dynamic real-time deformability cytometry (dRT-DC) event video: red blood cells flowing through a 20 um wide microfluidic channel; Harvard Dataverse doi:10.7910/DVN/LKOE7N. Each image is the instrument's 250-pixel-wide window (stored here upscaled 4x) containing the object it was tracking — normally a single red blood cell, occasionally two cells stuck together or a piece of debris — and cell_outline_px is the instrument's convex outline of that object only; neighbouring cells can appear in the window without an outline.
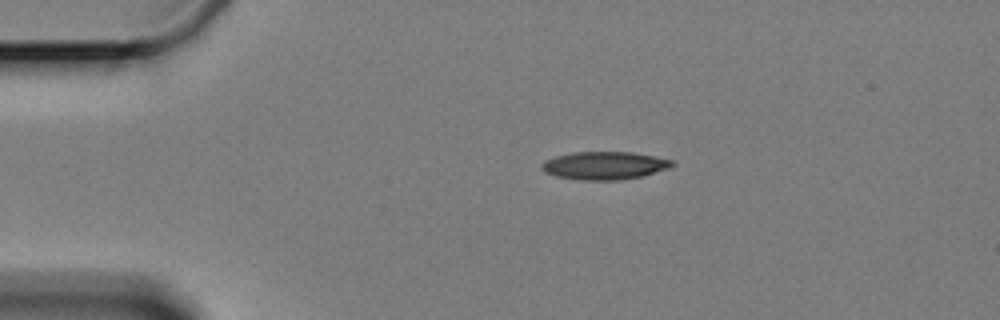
{"species": "Egyptian fruit bat (a non-hibernating species)", "species_latin": "Rousettus aegyptiacus", "temperature_condition": "cold", "stored_images_in_passage": 8, "camera_frame_rate_fps": 3000, "um_per_image_px": 0.085, "animal": {"sex": "female"}, "frame": {"image": 1, "passage_image": 1, "time_ms": 0.0, "image_size_px": [1000, 320], "cell_outline_px": [[676, 164], [672, 168], [640, 176], [620, 180], [580, 180], [556, 176], [544, 172], [540, 168], [540, 164], [544, 160], [556, 156], [572, 152], [632, 152], [672, 160]], "centroid_in_image_um": [51.36, 14.07], "position_along_channel_um": 33.6, "area_um2": 21.33}}
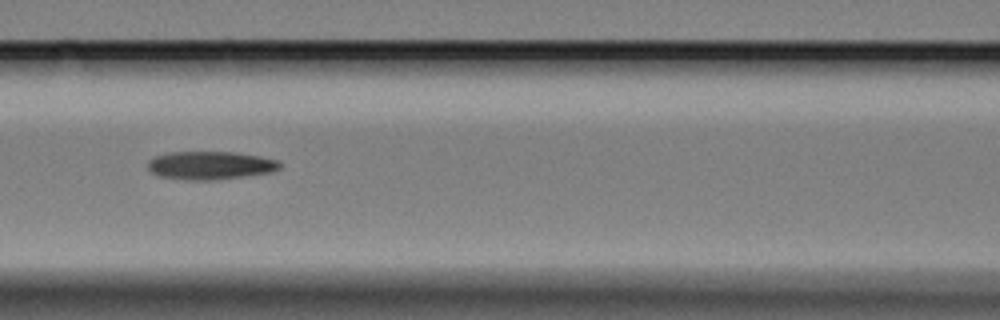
{"frame": {"image": 2, "passage_image": 5, "time_ms": 4.667, "image_size_px": [1000, 320], "cell_outline_px": [[280, 168], [272, 172], [216, 180], [188, 180], [160, 176], [152, 172], [148, 168], [148, 160], [156, 156], [168, 152], [236, 152], [260, 156], [280, 160]], "centroid_in_image_um": [17.9, 14.05], "position_along_channel_um": 148.7, "area_um2": 21.73}}
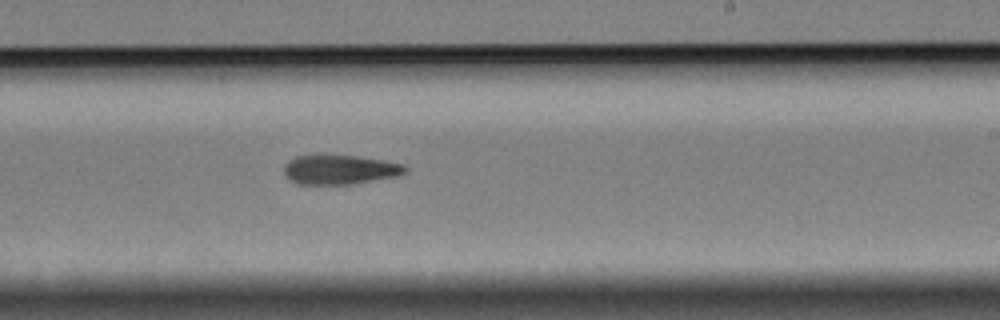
{"frame": {"image": 3, "passage_image": 8, "time_ms": 8.0, "image_size_px": [1000, 320], "cell_outline_px": [[408, 172], [400, 176], [348, 184], [300, 184], [292, 180], [284, 172], [284, 164], [288, 160], [296, 156], [356, 156], [384, 160], [404, 164], [408, 168]], "centroid_in_image_um": [28.95, 14.42], "position_along_channel_um": 260.0, "area_um2": 20.58}}